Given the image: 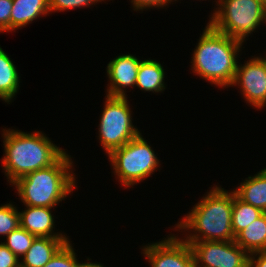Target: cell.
I'll return each mask as SVG.
<instances>
[{"label":"cell","mask_w":266,"mask_h":267,"mask_svg":"<svg viewBox=\"0 0 266 267\" xmlns=\"http://www.w3.org/2000/svg\"><path fill=\"white\" fill-rule=\"evenodd\" d=\"M175 0H131L134 11H142L149 8H162L168 6L169 3L174 2Z\"/></svg>","instance_id":"26"},{"label":"cell","mask_w":266,"mask_h":267,"mask_svg":"<svg viewBox=\"0 0 266 267\" xmlns=\"http://www.w3.org/2000/svg\"><path fill=\"white\" fill-rule=\"evenodd\" d=\"M196 267H248L249 254L232 241H194L190 244Z\"/></svg>","instance_id":"8"},{"label":"cell","mask_w":266,"mask_h":267,"mask_svg":"<svg viewBox=\"0 0 266 267\" xmlns=\"http://www.w3.org/2000/svg\"><path fill=\"white\" fill-rule=\"evenodd\" d=\"M73 161L66 152L51 166L30 172L13 183L27 206L54 208L76 187Z\"/></svg>","instance_id":"4"},{"label":"cell","mask_w":266,"mask_h":267,"mask_svg":"<svg viewBox=\"0 0 266 267\" xmlns=\"http://www.w3.org/2000/svg\"><path fill=\"white\" fill-rule=\"evenodd\" d=\"M216 4L219 7L208 24L242 43L264 23L266 5L261 0H217Z\"/></svg>","instance_id":"5"},{"label":"cell","mask_w":266,"mask_h":267,"mask_svg":"<svg viewBox=\"0 0 266 267\" xmlns=\"http://www.w3.org/2000/svg\"><path fill=\"white\" fill-rule=\"evenodd\" d=\"M150 146L140 133L108 155L114 174L125 187L134 186L157 171L160 162Z\"/></svg>","instance_id":"6"},{"label":"cell","mask_w":266,"mask_h":267,"mask_svg":"<svg viewBox=\"0 0 266 267\" xmlns=\"http://www.w3.org/2000/svg\"><path fill=\"white\" fill-rule=\"evenodd\" d=\"M70 241L67 242L43 267H81Z\"/></svg>","instance_id":"22"},{"label":"cell","mask_w":266,"mask_h":267,"mask_svg":"<svg viewBox=\"0 0 266 267\" xmlns=\"http://www.w3.org/2000/svg\"><path fill=\"white\" fill-rule=\"evenodd\" d=\"M232 206L233 191L228 192L220 186H214L175 228L194 232L186 234L183 239L188 244L194 241L235 240L231 220Z\"/></svg>","instance_id":"1"},{"label":"cell","mask_w":266,"mask_h":267,"mask_svg":"<svg viewBox=\"0 0 266 267\" xmlns=\"http://www.w3.org/2000/svg\"><path fill=\"white\" fill-rule=\"evenodd\" d=\"M19 73L11 58L0 47V98L9 103L19 89Z\"/></svg>","instance_id":"18"},{"label":"cell","mask_w":266,"mask_h":267,"mask_svg":"<svg viewBox=\"0 0 266 267\" xmlns=\"http://www.w3.org/2000/svg\"><path fill=\"white\" fill-rule=\"evenodd\" d=\"M0 267H20L19 258L3 243H0Z\"/></svg>","instance_id":"25"},{"label":"cell","mask_w":266,"mask_h":267,"mask_svg":"<svg viewBox=\"0 0 266 267\" xmlns=\"http://www.w3.org/2000/svg\"><path fill=\"white\" fill-rule=\"evenodd\" d=\"M143 247L142 253L151 267H196L190 245L178 236L169 235Z\"/></svg>","instance_id":"10"},{"label":"cell","mask_w":266,"mask_h":267,"mask_svg":"<svg viewBox=\"0 0 266 267\" xmlns=\"http://www.w3.org/2000/svg\"><path fill=\"white\" fill-rule=\"evenodd\" d=\"M234 241L248 254L266 251V212L240 231Z\"/></svg>","instance_id":"16"},{"label":"cell","mask_w":266,"mask_h":267,"mask_svg":"<svg viewBox=\"0 0 266 267\" xmlns=\"http://www.w3.org/2000/svg\"><path fill=\"white\" fill-rule=\"evenodd\" d=\"M35 238V235L30 234L26 229L19 226L16 230L11 231L6 236V241L3 243L21 259V257L28 251Z\"/></svg>","instance_id":"20"},{"label":"cell","mask_w":266,"mask_h":267,"mask_svg":"<svg viewBox=\"0 0 266 267\" xmlns=\"http://www.w3.org/2000/svg\"><path fill=\"white\" fill-rule=\"evenodd\" d=\"M233 191L240 200L266 212V168L246 178Z\"/></svg>","instance_id":"15"},{"label":"cell","mask_w":266,"mask_h":267,"mask_svg":"<svg viewBox=\"0 0 266 267\" xmlns=\"http://www.w3.org/2000/svg\"><path fill=\"white\" fill-rule=\"evenodd\" d=\"M242 44L207 23L194 49L191 70L216 86L230 87L236 75Z\"/></svg>","instance_id":"3"},{"label":"cell","mask_w":266,"mask_h":267,"mask_svg":"<svg viewBox=\"0 0 266 267\" xmlns=\"http://www.w3.org/2000/svg\"><path fill=\"white\" fill-rule=\"evenodd\" d=\"M240 65H237L232 87L238 85L247 103L262 109L266 106V60L261 56H252Z\"/></svg>","instance_id":"9"},{"label":"cell","mask_w":266,"mask_h":267,"mask_svg":"<svg viewBox=\"0 0 266 267\" xmlns=\"http://www.w3.org/2000/svg\"><path fill=\"white\" fill-rule=\"evenodd\" d=\"M81 267H104L102 264L98 263H92V262H85L82 263Z\"/></svg>","instance_id":"28"},{"label":"cell","mask_w":266,"mask_h":267,"mask_svg":"<svg viewBox=\"0 0 266 267\" xmlns=\"http://www.w3.org/2000/svg\"><path fill=\"white\" fill-rule=\"evenodd\" d=\"M126 97L105 96V105L99 123V140L109 155L113 150L140 134L132 123V112Z\"/></svg>","instance_id":"7"},{"label":"cell","mask_w":266,"mask_h":267,"mask_svg":"<svg viewBox=\"0 0 266 267\" xmlns=\"http://www.w3.org/2000/svg\"><path fill=\"white\" fill-rule=\"evenodd\" d=\"M67 242L69 238L36 237L20 259V267H43Z\"/></svg>","instance_id":"13"},{"label":"cell","mask_w":266,"mask_h":267,"mask_svg":"<svg viewBox=\"0 0 266 267\" xmlns=\"http://www.w3.org/2000/svg\"><path fill=\"white\" fill-rule=\"evenodd\" d=\"M248 267H266V251L249 254Z\"/></svg>","instance_id":"27"},{"label":"cell","mask_w":266,"mask_h":267,"mask_svg":"<svg viewBox=\"0 0 266 267\" xmlns=\"http://www.w3.org/2000/svg\"><path fill=\"white\" fill-rule=\"evenodd\" d=\"M50 13L49 0H13L10 16V31L31 24L41 15Z\"/></svg>","instance_id":"14"},{"label":"cell","mask_w":266,"mask_h":267,"mask_svg":"<svg viewBox=\"0 0 266 267\" xmlns=\"http://www.w3.org/2000/svg\"><path fill=\"white\" fill-rule=\"evenodd\" d=\"M2 131L5 155L1 163L11 185L30 172L53 165L66 152L53 144L41 131Z\"/></svg>","instance_id":"2"},{"label":"cell","mask_w":266,"mask_h":267,"mask_svg":"<svg viewBox=\"0 0 266 267\" xmlns=\"http://www.w3.org/2000/svg\"><path fill=\"white\" fill-rule=\"evenodd\" d=\"M165 72L163 66L156 60H142L138 67V74L135 87L149 92H163Z\"/></svg>","instance_id":"17"},{"label":"cell","mask_w":266,"mask_h":267,"mask_svg":"<svg viewBox=\"0 0 266 267\" xmlns=\"http://www.w3.org/2000/svg\"><path fill=\"white\" fill-rule=\"evenodd\" d=\"M263 213L264 212L259 208L240 200L233 191L231 220L234 236L256 220V218L260 217Z\"/></svg>","instance_id":"19"},{"label":"cell","mask_w":266,"mask_h":267,"mask_svg":"<svg viewBox=\"0 0 266 267\" xmlns=\"http://www.w3.org/2000/svg\"><path fill=\"white\" fill-rule=\"evenodd\" d=\"M13 0H0V33L10 32V16Z\"/></svg>","instance_id":"24"},{"label":"cell","mask_w":266,"mask_h":267,"mask_svg":"<svg viewBox=\"0 0 266 267\" xmlns=\"http://www.w3.org/2000/svg\"><path fill=\"white\" fill-rule=\"evenodd\" d=\"M264 23L266 24V8H265V17H264Z\"/></svg>","instance_id":"29"},{"label":"cell","mask_w":266,"mask_h":267,"mask_svg":"<svg viewBox=\"0 0 266 267\" xmlns=\"http://www.w3.org/2000/svg\"><path fill=\"white\" fill-rule=\"evenodd\" d=\"M141 63L136 56L122 54L107 64V76L110 83L107 87V96L126 97L125 88L136 85L138 67Z\"/></svg>","instance_id":"11"},{"label":"cell","mask_w":266,"mask_h":267,"mask_svg":"<svg viewBox=\"0 0 266 267\" xmlns=\"http://www.w3.org/2000/svg\"><path fill=\"white\" fill-rule=\"evenodd\" d=\"M101 1L104 0H49V9L50 13L53 11L63 12L67 9L90 7L91 5H95L97 2Z\"/></svg>","instance_id":"23"},{"label":"cell","mask_w":266,"mask_h":267,"mask_svg":"<svg viewBox=\"0 0 266 267\" xmlns=\"http://www.w3.org/2000/svg\"><path fill=\"white\" fill-rule=\"evenodd\" d=\"M19 212L20 227L36 237L68 238L62 233H55V220L49 207L27 206Z\"/></svg>","instance_id":"12"},{"label":"cell","mask_w":266,"mask_h":267,"mask_svg":"<svg viewBox=\"0 0 266 267\" xmlns=\"http://www.w3.org/2000/svg\"><path fill=\"white\" fill-rule=\"evenodd\" d=\"M17 207L10 203L0 206V235L7 236L20 226Z\"/></svg>","instance_id":"21"}]
</instances>
